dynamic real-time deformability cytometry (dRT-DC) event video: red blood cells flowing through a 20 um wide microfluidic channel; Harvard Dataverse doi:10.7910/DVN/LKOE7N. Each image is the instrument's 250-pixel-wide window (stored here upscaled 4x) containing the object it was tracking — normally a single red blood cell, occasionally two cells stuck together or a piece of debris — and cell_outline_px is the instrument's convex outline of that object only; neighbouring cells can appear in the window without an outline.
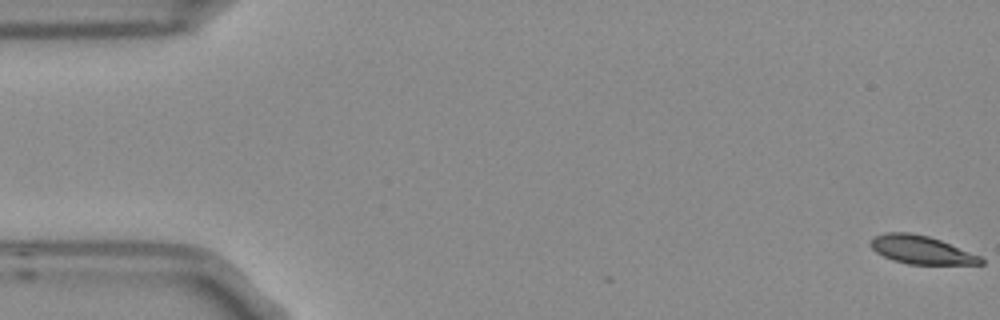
{"species": "Egyptian fruit bat (a non-hibernating species)", "species_latin": "Rousettus aegyptiacus", "temperature_condition": "room temperature", "stored_images_in_passage": 3, "camera_frame_rate_fps": 3000, "um_per_image_px": 0.085, "frame": {"image": 1, "passage_image": 1, "time_ms": 0.0, "image_size_px": [1000, 320], "cell_outline_px": [[984, 264], [908, 264], [892, 260], [876, 252], [868, 244], [868, 240], [872, 236], [884, 232], [912, 232], [928, 236], [940, 240], [980, 256], [984, 260]], "centroid_in_image_um": [78.23, 21.22], "position_along_channel_um": 6.8, "area_um2": 18.26}}